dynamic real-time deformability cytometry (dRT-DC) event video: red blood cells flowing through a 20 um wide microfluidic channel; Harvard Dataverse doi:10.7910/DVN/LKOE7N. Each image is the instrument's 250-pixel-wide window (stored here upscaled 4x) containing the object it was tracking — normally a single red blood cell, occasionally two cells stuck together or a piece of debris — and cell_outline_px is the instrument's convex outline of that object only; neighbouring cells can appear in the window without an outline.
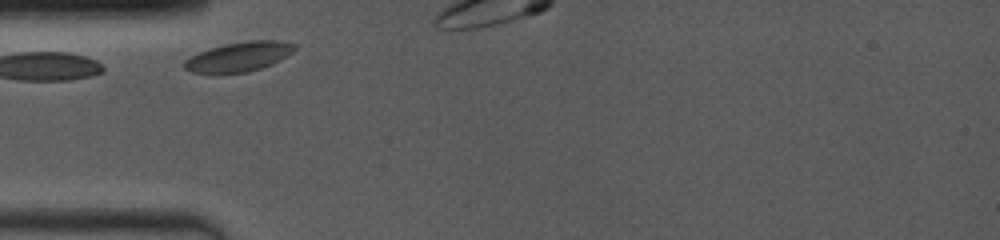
{"species": "common noctule bat (a hibernating species)", "species_latin": "Nyctalus noctula", "temperature_condition": "room temperature", "stored_images_in_passage": 5, "camera_frame_rate_fps": 4000, "um_per_image_px": 0.085, "animal": {"sex": "female", "body_mass_g": 19.0, "forearm_length_mm": 53.3}, "frame": {"image": 1, "passage_image": 1, "time_ms": 0.0, "image_size_px": [1000, 240], "cell_outline_px": [[296, 48], [292, 52], [272, 64], [248, 72], [192, 72], [184, 68], [184, 60], [208, 48], [224, 44], [248, 40], [276, 40], [296, 44]], "centroid_in_image_um": [20.33, 4.79], "position_along_channel_um": 64.7, "area_um2": 18.67}}